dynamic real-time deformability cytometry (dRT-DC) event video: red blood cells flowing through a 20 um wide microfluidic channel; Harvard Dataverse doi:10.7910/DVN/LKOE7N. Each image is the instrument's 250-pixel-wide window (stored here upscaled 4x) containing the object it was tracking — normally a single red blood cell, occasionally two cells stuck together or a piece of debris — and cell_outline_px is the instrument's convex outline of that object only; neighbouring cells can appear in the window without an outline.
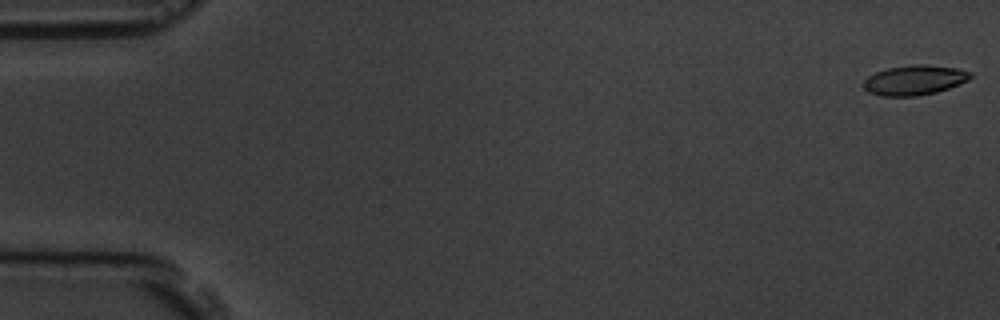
{"species": "common noctule bat (a hibernating species)", "species_latin": "Nyctalus noctula", "temperature_condition": "room temperature", "stored_images_in_passage": 7, "camera_frame_rate_fps": 3000, "um_per_image_px": 0.085, "animal": {"sex": "male", "body_mass_g": 19.5, "forearm_length_mm": 54.6}, "frame": {"image": 1, "passage_image": 1, "time_ms": 0.0, "image_size_px": [1000, 320], "cell_outline_px": [[972, 76], [968, 80], [960, 84], [936, 92], [916, 96], [880, 96], [868, 92], [864, 88], [864, 80], [868, 76], [876, 72], [888, 68], [912, 64], [920, 64], [956, 68], [972, 72]], "centroid_in_image_um": [77.72, 6.81], "position_along_channel_um": 7.3, "area_um2": 18.55}}
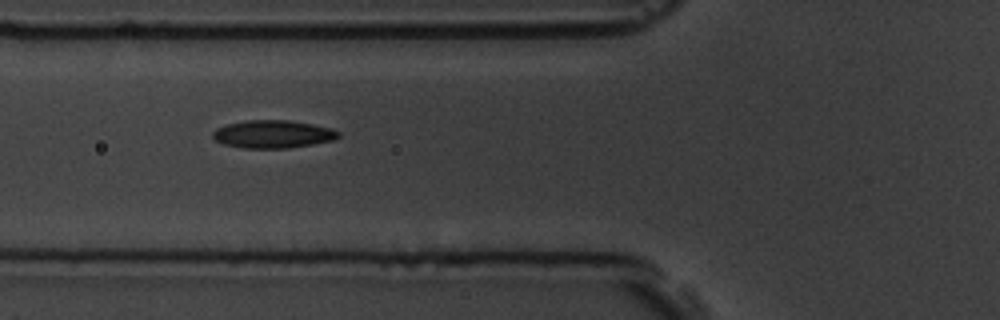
{"frame": {"image": 2, "passage_image": 6, "time_ms": 6.667, "image_size_px": [1000, 320], "cell_outline_px": [[340, 136], [332, 140], [312, 144], [288, 148], [244, 148], [224, 144], [216, 140], [212, 136], [212, 132], [216, 128], [224, 124], [248, 120], [292, 120], [332, 128], [340, 132]], "centroid_in_image_um": [23.19, 11.39], "position_along_channel_um": 102.6, "area_um2": 20.46}}
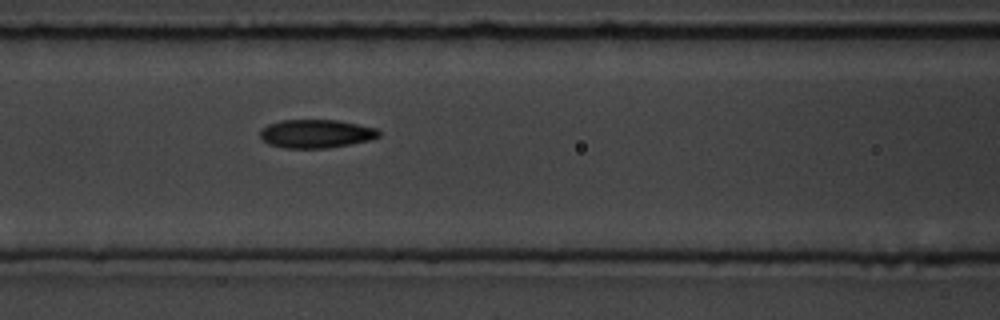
{"frame": {"image": 3, "passage_image": 7, "time_ms": 7.667, "image_size_px": [1000, 320], "cell_outline_px": [[380, 136], [368, 140], [328, 148], [284, 148], [268, 144], [260, 140], [260, 132], [268, 124], [280, 120], [336, 120], [376, 128], [380, 132]], "centroid_in_image_um": [26.82, 11.37], "position_along_channel_um": 139.8, "area_um2": 19.59}}